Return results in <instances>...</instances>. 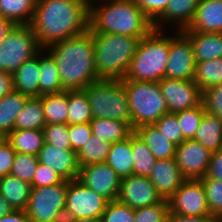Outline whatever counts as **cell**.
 Wrapping results in <instances>:
<instances>
[{
    "instance_id": "cell-1",
    "label": "cell",
    "mask_w": 222,
    "mask_h": 222,
    "mask_svg": "<svg viewBox=\"0 0 222 222\" xmlns=\"http://www.w3.org/2000/svg\"><path fill=\"white\" fill-rule=\"evenodd\" d=\"M30 26L44 50L89 29L85 0H37Z\"/></svg>"
},
{
    "instance_id": "cell-2",
    "label": "cell",
    "mask_w": 222,
    "mask_h": 222,
    "mask_svg": "<svg viewBox=\"0 0 222 222\" xmlns=\"http://www.w3.org/2000/svg\"><path fill=\"white\" fill-rule=\"evenodd\" d=\"M45 50L56 61L65 91L84 90L89 84L99 80L95 66L94 42L89 29L52 44Z\"/></svg>"
},
{
    "instance_id": "cell-3",
    "label": "cell",
    "mask_w": 222,
    "mask_h": 222,
    "mask_svg": "<svg viewBox=\"0 0 222 222\" xmlns=\"http://www.w3.org/2000/svg\"><path fill=\"white\" fill-rule=\"evenodd\" d=\"M103 1L105 3L99 1L97 4L95 1L89 4L91 32L145 37L154 29L153 23L133 0Z\"/></svg>"
},
{
    "instance_id": "cell-4",
    "label": "cell",
    "mask_w": 222,
    "mask_h": 222,
    "mask_svg": "<svg viewBox=\"0 0 222 222\" xmlns=\"http://www.w3.org/2000/svg\"><path fill=\"white\" fill-rule=\"evenodd\" d=\"M91 33L98 79H124L138 43L143 37L104 32Z\"/></svg>"
},
{
    "instance_id": "cell-5",
    "label": "cell",
    "mask_w": 222,
    "mask_h": 222,
    "mask_svg": "<svg viewBox=\"0 0 222 222\" xmlns=\"http://www.w3.org/2000/svg\"><path fill=\"white\" fill-rule=\"evenodd\" d=\"M153 29L140 39L129 69L122 80L158 82L165 77L170 49V35Z\"/></svg>"
},
{
    "instance_id": "cell-6",
    "label": "cell",
    "mask_w": 222,
    "mask_h": 222,
    "mask_svg": "<svg viewBox=\"0 0 222 222\" xmlns=\"http://www.w3.org/2000/svg\"><path fill=\"white\" fill-rule=\"evenodd\" d=\"M131 112V127L154 124L164 114L168 106L158 82L122 80Z\"/></svg>"
},
{
    "instance_id": "cell-7",
    "label": "cell",
    "mask_w": 222,
    "mask_h": 222,
    "mask_svg": "<svg viewBox=\"0 0 222 222\" xmlns=\"http://www.w3.org/2000/svg\"><path fill=\"white\" fill-rule=\"evenodd\" d=\"M92 118L125 121L131 126V112L122 80L99 79L84 89Z\"/></svg>"
},
{
    "instance_id": "cell-8",
    "label": "cell",
    "mask_w": 222,
    "mask_h": 222,
    "mask_svg": "<svg viewBox=\"0 0 222 222\" xmlns=\"http://www.w3.org/2000/svg\"><path fill=\"white\" fill-rule=\"evenodd\" d=\"M43 49L30 25H15L0 44V71L14 74L26 61Z\"/></svg>"
},
{
    "instance_id": "cell-9",
    "label": "cell",
    "mask_w": 222,
    "mask_h": 222,
    "mask_svg": "<svg viewBox=\"0 0 222 222\" xmlns=\"http://www.w3.org/2000/svg\"><path fill=\"white\" fill-rule=\"evenodd\" d=\"M68 181L31 189L25 212L30 222H65L64 211Z\"/></svg>"
},
{
    "instance_id": "cell-10",
    "label": "cell",
    "mask_w": 222,
    "mask_h": 222,
    "mask_svg": "<svg viewBox=\"0 0 222 222\" xmlns=\"http://www.w3.org/2000/svg\"><path fill=\"white\" fill-rule=\"evenodd\" d=\"M108 201L79 180L68 181L65 220L102 217Z\"/></svg>"
},
{
    "instance_id": "cell-11",
    "label": "cell",
    "mask_w": 222,
    "mask_h": 222,
    "mask_svg": "<svg viewBox=\"0 0 222 222\" xmlns=\"http://www.w3.org/2000/svg\"><path fill=\"white\" fill-rule=\"evenodd\" d=\"M169 212L185 216H211L200 179H185L168 199Z\"/></svg>"
},
{
    "instance_id": "cell-12",
    "label": "cell",
    "mask_w": 222,
    "mask_h": 222,
    "mask_svg": "<svg viewBox=\"0 0 222 222\" xmlns=\"http://www.w3.org/2000/svg\"><path fill=\"white\" fill-rule=\"evenodd\" d=\"M175 35H170V49L165 77L169 79L193 80L196 60L190 39L175 29Z\"/></svg>"
},
{
    "instance_id": "cell-13",
    "label": "cell",
    "mask_w": 222,
    "mask_h": 222,
    "mask_svg": "<svg viewBox=\"0 0 222 222\" xmlns=\"http://www.w3.org/2000/svg\"><path fill=\"white\" fill-rule=\"evenodd\" d=\"M77 180L108 202L118 200L121 178L106 162L80 167Z\"/></svg>"
},
{
    "instance_id": "cell-14",
    "label": "cell",
    "mask_w": 222,
    "mask_h": 222,
    "mask_svg": "<svg viewBox=\"0 0 222 222\" xmlns=\"http://www.w3.org/2000/svg\"><path fill=\"white\" fill-rule=\"evenodd\" d=\"M158 84L169 113H177L202 103V91L193 80L164 77Z\"/></svg>"
},
{
    "instance_id": "cell-15",
    "label": "cell",
    "mask_w": 222,
    "mask_h": 222,
    "mask_svg": "<svg viewBox=\"0 0 222 222\" xmlns=\"http://www.w3.org/2000/svg\"><path fill=\"white\" fill-rule=\"evenodd\" d=\"M211 154L201 143L191 139L176 147L174 158L186 179H201L208 172Z\"/></svg>"
},
{
    "instance_id": "cell-16",
    "label": "cell",
    "mask_w": 222,
    "mask_h": 222,
    "mask_svg": "<svg viewBox=\"0 0 222 222\" xmlns=\"http://www.w3.org/2000/svg\"><path fill=\"white\" fill-rule=\"evenodd\" d=\"M118 200L135 210L161 202L163 198L149 177L130 175L121 179Z\"/></svg>"
},
{
    "instance_id": "cell-17",
    "label": "cell",
    "mask_w": 222,
    "mask_h": 222,
    "mask_svg": "<svg viewBox=\"0 0 222 222\" xmlns=\"http://www.w3.org/2000/svg\"><path fill=\"white\" fill-rule=\"evenodd\" d=\"M37 157L39 163L50 167L64 180L73 181L78 179L80 167L77 153L73 150H64L63 147L44 143Z\"/></svg>"
},
{
    "instance_id": "cell-18",
    "label": "cell",
    "mask_w": 222,
    "mask_h": 222,
    "mask_svg": "<svg viewBox=\"0 0 222 222\" xmlns=\"http://www.w3.org/2000/svg\"><path fill=\"white\" fill-rule=\"evenodd\" d=\"M149 179L161 197L168 200L186 178L172 158L156 160Z\"/></svg>"
},
{
    "instance_id": "cell-19",
    "label": "cell",
    "mask_w": 222,
    "mask_h": 222,
    "mask_svg": "<svg viewBox=\"0 0 222 222\" xmlns=\"http://www.w3.org/2000/svg\"><path fill=\"white\" fill-rule=\"evenodd\" d=\"M200 0H169L164 13L153 23L156 30H162L165 25L182 31L187 29L194 19ZM177 25V26H176Z\"/></svg>"
},
{
    "instance_id": "cell-20",
    "label": "cell",
    "mask_w": 222,
    "mask_h": 222,
    "mask_svg": "<svg viewBox=\"0 0 222 222\" xmlns=\"http://www.w3.org/2000/svg\"><path fill=\"white\" fill-rule=\"evenodd\" d=\"M203 33H222V0H200L187 29Z\"/></svg>"
},
{
    "instance_id": "cell-21",
    "label": "cell",
    "mask_w": 222,
    "mask_h": 222,
    "mask_svg": "<svg viewBox=\"0 0 222 222\" xmlns=\"http://www.w3.org/2000/svg\"><path fill=\"white\" fill-rule=\"evenodd\" d=\"M182 32L192 43L196 62L222 58V33Z\"/></svg>"
},
{
    "instance_id": "cell-22",
    "label": "cell",
    "mask_w": 222,
    "mask_h": 222,
    "mask_svg": "<svg viewBox=\"0 0 222 222\" xmlns=\"http://www.w3.org/2000/svg\"><path fill=\"white\" fill-rule=\"evenodd\" d=\"M12 76L15 91L29 97H39V54L24 62Z\"/></svg>"
},
{
    "instance_id": "cell-23",
    "label": "cell",
    "mask_w": 222,
    "mask_h": 222,
    "mask_svg": "<svg viewBox=\"0 0 222 222\" xmlns=\"http://www.w3.org/2000/svg\"><path fill=\"white\" fill-rule=\"evenodd\" d=\"M134 133L149 147L156 160L175 157L176 146L154 124L141 125L134 129Z\"/></svg>"
},
{
    "instance_id": "cell-24",
    "label": "cell",
    "mask_w": 222,
    "mask_h": 222,
    "mask_svg": "<svg viewBox=\"0 0 222 222\" xmlns=\"http://www.w3.org/2000/svg\"><path fill=\"white\" fill-rule=\"evenodd\" d=\"M31 189L30 183L22 181L17 177L11 175L0 177V194L14 210L25 211Z\"/></svg>"
},
{
    "instance_id": "cell-25",
    "label": "cell",
    "mask_w": 222,
    "mask_h": 222,
    "mask_svg": "<svg viewBox=\"0 0 222 222\" xmlns=\"http://www.w3.org/2000/svg\"><path fill=\"white\" fill-rule=\"evenodd\" d=\"M29 96L13 90L0 99V135L6 138L15 130V122Z\"/></svg>"
},
{
    "instance_id": "cell-26",
    "label": "cell",
    "mask_w": 222,
    "mask_h": 222,
    "mask_svg": "<svg viewBox=\"0 0 222 222\" xmlns=\"http://www.w3.org/2000/svg\"><path fill=\"white\" fill-rule=\"evenodd\" d=\"M92 135L109 143L123 141L134 132L125 121L105 118H93L90 122Z\"/></svg>"
},
{
    "instance_id": "cell-27",
    "label": "cell",
    "mask_w": 222,
    "mask_h": 222,
    "mask_svg": "<svg viewBox=\"0 0 222 222\" xmlns=\"http://www.w3.org/2000/svg\"><path fill=\"white\" fill-rule=\"evenodd\" d=\"M194 140L210 152L222 150V121L214 114L205 111Z\"/></svg>"
},
{
    "instance_id": "cell-28",
    "label": "cell",
    "mask_w": 222,
    "mask_h": 222,
    "mask_svg": "<svg viewBox=\"0 0 222 222\" xmlns=\"http://www.w3.org/2000/svg\"><path fill=\"white\" fill-rule=\"evenodd\" d=\"M39 67V97L65 91L61 85L56 61L45 49L39 53Z\"/></svg>"
},
{
    "instance_id": "cell-29",
    "label": "cell",
    "mask_w": 222,
    "mask_h": 222,
    "mask_svg": "<svg viewBox=\"0 0 222 222\" xmlns=\"http://www.w3.org/2000/svg\"><path fill=\"white\" fill-rule=\"evenodd\" d=\"M106 163L121 179L133 175L132 134L123 141L112 143Z\"/></svg>"
},
{
    "instance_id": "cell-30",
    "label": "cell",
    "mask_w": 222,
    "mask_h": 222,
    "mask_svg": "<svg viewBox=\"0 0 222 222\" xmlns=\"http://www.w3.org/2000/svg\"><path fill=\"white\" fill-rule=\"evenodd\" d=\"M46 125L42 100L40 97H29L17 116L15 130H42Z\"/></svg>"
},
{
    "instance_id": "cell-31",
    "label": "cell",
    "mask_w": 222,
    "mask_h": 222,
    "mask_svg": "<svg viewBox=\"0 0 222 222\" xmlns=\"http://www.w3.org/2000/svg\"><path fill=\"white\" fill-rule=\"evenodd\" d=\"M6 139L12 144L18 153L37 156L44 145V134L42 130H13Z\"/></svg>"
},
{
    "instance_id": "cell-32",
    "label": "cell",
    "mask_w": 222,
    "mask_h": 222,
    "mask_svg": "<svg viewBox=\"0 0 222 222\" xmlns=\"http://www.w3.org/2000/svg\"><path fill=\"white\" fill-rule=\"evenodd\" d=\"M37 0H0V16L17 25H30Z\"/></svg>"
},
{
    "instance_id": "cell-33",
    "label": "cell",
    "mask_w": 222,
    "mask_h": 222,
    "mask_svg": "<svg viewBox=\"0 0 222 222\" xmlns=\"http://www.w3.org/2000/svg\"><path fill=\"white\" fill-rule=\"evenodd\" d=\"M68 125L89 123L92 118L91 106L84 90H68Z\"/></svg>"
},
{
    "instance_id": "cell-34",
    "label": "cell",
    "mask_w": 222,
    "mask_h": 222,
    "mask_svg": "<svg viewBox=\"0 0 222 222\" xmlns=\"http://www.w3.org/2000/svg\"><path fill=\"white\" fill-rule=\"evenodd\" d=\"M46 124H67V91L40 96Z\"/></svg>"
},
{
    "instance_id": "cell-35",
    "label": "cell",
    "mask_w": 222,
    "mask_h": 222,
    "mask_svg": "<svg viewBox=\"0 0 222 222\" xmlns=\"http://www.w3.org/2000/svg\"><path fill=\"white\" fill-rule=\"evenodd\" d=\"M133 175L149 177L156 159L149 147L134 132L132 133Z\"/></svg>"
},
{
    "instance_id": "cell-36",
    "label": "cell",
    "mask_w": 222,
    "mask_h": 222,
    "mask_svg": "<svg viewBox=\"0 0 222 222\" xmlns=\"http://www.w3.org/2000/svg\"><path fill=\"white\" fill-rule=\"evenodd\" d=\"M193 81L203 92L222 83V58L196 63Z\"/></svg>"
},
{
    "instance_id": "cell-37",
    "label": "cell",
    "mask_w": 222,
    "mask_h": 222,
    "mask_svg": "<svg viewBox=\"0 0 222 222\" xmlns=\"http://www.w3.org/2000/svg\"><path fill=\"white\" fill-rule=\"evenodd\" d=\"M111 145V143L92 135L77 153L79 167L106 162Z\"/></svg>"
},
{
    "instance_id": "cell-38",
    "label": "cell",
    "mask_w": 222,
    "mask_h": 222,
    "mask_svg": "<svg viewBox=\"0 0 222 222\" xmlns=\"http://www.w3.org/2000/svg\"><path fill=\"white\" fill-rule=\"evenodd\" d=\"M206 109L200 105L175 113L180 124L184 140L194 139Z\"/></svg>"
},
{
    "instance_id": "cell-39",
    "label": "cell",
    "mask_w": 222,
    "mask_h": 222,
    "mask_svg": "<svg viewBox=\"0 0 222 222\" xmlns=\"http://www.w3.org/2000/svg\"><path fill=\"white\" fill-rule=\"evenodd\" d=\"M38 163L37 156L16 152L10 175L31 184Z\"/></svg>"
},
{
    "instance_id": "cell-40",
    "label": "cell",
    "mask_w": 222,
    "mask_h": 222,
    "mask_svg": "<svg viewBox=\"0 0 222 222\" xmlns=\"http://www.w3.org/2000/svg\"><path fill=\"white\" fill-rule=\"evenodd\" d=\"M200 180L205 188L210 215L222 222V181L207 176Z\"/></svg>"
},
{
    "instance_id": "cell-41",
    "label": "cell",
    "mask_w": 222,
    "mask_h": 222,
    "mask_svg": "<svg viewBox=\"0 0 222 222\" xmlns=\"http://www.w3.org/2000/svg\"><path fill=\"white\" fill-rule=\"evenodd\" d=\"M169 201L161 202L134 210V222H167Z\"/></svg>"
},
{
    "instance_id": "cell-42",
    "label": "cell",
    "mask_w": 222,
    "mask_h": 222,
    "mask_svg": "<svg viewBox=\"0 0 222 222\" xmlns=\"http://www.w3.org/2000/svg\"><path fill=\"white\" fill-rule=\"evenodd\" d=\"M154 125L176 147L184 141L183 133L175 113L164 114Z\"/></svg>"
},
{
    "instance_id": "cell-43",
    "label": "cell",
    "mask_w": 222,
    "mask_h": 222,
    "mask_svg": "<svg viewBox=\"0 0 222 222\" xmlns=\"http://www.w3.org/2000/svg\"><path fill=\"white\" fill-rule=\"evenodd\" d=\"M42 131L44 134V143L63 147L64 150H72L68 134V124H46Z\"/></svg>"
},
{
    "instance_id": "cell-44",
    "label": "cell",
    "mask_w": 222,
    "mask_h": 222,
    "mask_svg": "<svg viewBox=\"0 0 222 222\" xmlns=\"http://www.w3.org/2000/svg\"><path fill=\"white\" fill-rule=\"evenodd\" d=\"M102 218L104 222H134V209L114 200L107 203Z\"/></svg>"
},
{
    "instance_id": "cell-45",
    "label": "cell",
    "mask_w": 222,
    "mask_h": 222,
    "mask_svg": "<svg viewBox=\"0 0 222 222\" xmlns=\"http://www.w3.org/2000/svg\"><path fill=\"white\" fill-rule=\"evenodd\" d=\"M202 103L207 112L222 121V83L202 92Z\"/></svg>"
},
{
    "instance_id": "cell-46",
    "label": "cell",
    "mask_w": 222,
    "mask_h": 222,
    "mask_svg": "<svg viewBox=\"0 0 222 222\" xmlns=\"http://www.w3.org/2000/svg\"><path fill=\"white\" fill-rule=\"evenodd\" d=\"M63 181L64 179L50 167L38 163L31 187L53 186Z\"/></svg>"
},
{
    "instance_id": "cell-47",
    "label": "cell",
    "mask_w": 222,
    "mask_h": 222,
    "mask_svg": "<svg viewBox=\"0 0 222 222\" xmlns=\"http://www.w3.org/2000/svg\"><path fill=\"white\" fill-rule=\"evenodd\" d=\"M69 138L71 148L78 153L79 150L86 144L92 136V129L90 123H82L77 125H69Z\"/></svg>"
},
{
    "instance_id": "cell-48",
    "label": "cell",
    "mask_w": 222,
    "mask_h": 222,
    "mask_svg": "<svg viewBox=\"0 0 222 222\" xmlns=\"http://www.w3.org/2000/svg\"><path fill=\"white\" fill-rule=\"evenodd\" d=\"M144 12L146 17L154 23L165 11L169 0H133Z\"/></svg>"
},
{
    "instance_id": "cell-49",
    "label": "cell",
    "mask_w": 222,
    "mask_h": 222,
    "mask_svg": "<svg viewBox=\"0 0 222 222\" xmlns=\"http://www.w3.org/2000/svg\"><path fill=\"white\" fill-rule=\"evenodd\" d=\"M16 151L12 144L3 138L0 141V177L10 175Z\"/></svg>"
},
{
    "instance_id": "cell-50",
    "label": "cell",
    "mask_w": 222,
    "mask_h": 222,
    "mask_svg": "<svg viewBox=\"0 0 222 222\" xmlns=\"http://www.w3.org/2000/svg\"><path fill=\"white\" fill-rule=\"evenodd\" d=\"M206 176L222 181V150L212 152Z\"/></svg>"
},
{
    "instance_id": "cell-51",
    "label": "cell",
    "mask_w": 222,
    "mask_h": 222,
    "mask_svg": "<svg viewBox=\"0 0 222 222\" xmlns=\"http://www.w3.org/2000/svg\"><path fill=\"white\" fill-rule=\"evenodd\" d=\"M167 222H219V221L212 216H185L169 212Z\"/></svg>"
},
{
    "instance_id": "cell-52",
    "label": "cell",
    "mask_w": 222,
    "mask_h": 222,
    "mask_svg": "<svg viewBox=\"0 0 222 222\" xmlns=\"http://www.w3.org/2000/svg\"><path fill=\"white\" fill-rule=\"evenodd\" d=\"M14 90L13 76L6 71H0V99Z\"/></svg>"
},
{
    "instance_id": "cell-53",
    "label": "cell",
    "mask_w": 222,
    "mask_h": 222,
    "mask_svg": "<svg viewBox=\"0 0 222 222\" xmlns=\"http://www.w3.org/2000/svg\"><path fill=\"white\" fill-rule=\"evenodd\" d=\"M0 222H30V221L25 211L13 210L10 214L1 217Z\"/></svg>"
},
{
    "instance_id": "cell-54",
    "label": "cell",
    "mask_w": 222,
    "mask_h": 222,
    "mask_svg": "<svg viewBox=\"0 0 222 222\" xmlns=\"http://www.w3.org/2000/svg\"><path fill=\"white\" fill-rule=\"evenodd\" d=\"M16 24L3 16H0V44L5 40L6 35Z\"/></svg>"
},
{
    "instance_id": "cell-55",
    "label": "cell",
    "mask_w": 222,
    "mask_h": 222,
    "mask_svg": "<svg viewBox=\"0 0 222 222\" xmlns=\"http://www.w3.org/2000/svg\"><path fill=\"white\" fill-rule=\"evenodd\" d=\"M14 209L0 194V218L4 215L10 214Z\"/></svg>"
},
{
    "instance_id": "cell-56",
    "label": "cell",
    "mask_w": 222,
    "mask_h": 222,
    "mask_svg": "<svg viewBox=\"0 0 222 222\" xmlns=\"http://www.w3.org/2000/svg\"><path fill=\"white\" fill-rule=\"evenodd\" d=\"M65 222H104L103 218H82V219H72L65 220Z\"/></svg>"
},
{
    "instance_id": "cell-57",
    "label": "cell",
    "mask_w": 222,
    "mask_h": 222,
    "mask_svg": "<svg viewBox=\"0 0 222 222\" xmlns=\"http://www.w3.org/2000/svg\"><path fill=\"white\" fill-rule=\"evenodd\" d=\"M88 4H91L93 0H85Z\"/></svg>"
}]
</instances>
